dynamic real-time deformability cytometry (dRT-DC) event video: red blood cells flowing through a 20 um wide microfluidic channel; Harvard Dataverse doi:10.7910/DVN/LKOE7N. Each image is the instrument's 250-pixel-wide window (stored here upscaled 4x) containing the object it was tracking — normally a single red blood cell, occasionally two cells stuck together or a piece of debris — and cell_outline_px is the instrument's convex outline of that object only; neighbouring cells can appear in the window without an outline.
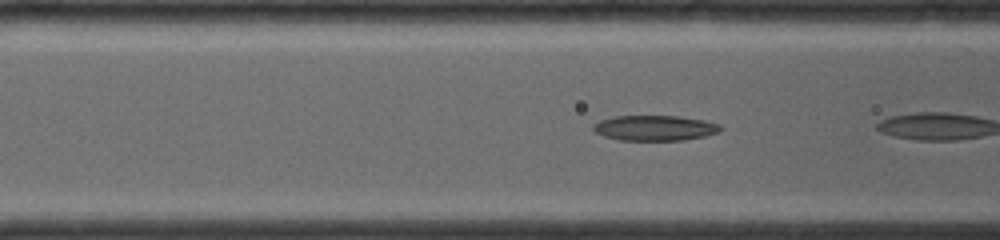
{"species": "common noctule bat (a hibernating species)", "species_latin": "Nyctalus noctula", "temperature_condition": "room temperature", "stored_images_in_passage": 14, "camera_frame_rate_fps": 4000, "um_per_image_px": 0.085, "animal": {"sex": "female", "body_mass_g": 19.0, "forearm_length_mm": 56.7}, "frame": {"image": 1, "passage_image": 5, "time_ms": 1.0, "image_size_px": [1000, 240], "cell_outline_px": [[724, 128], [720, 132], [704, 136], [684, 140], [620, 140], [604, 136], [596, 132], [592, 128], [592, 124], [600, 120], [616, 116], [680, 116], [704, 120], [720, 124]], "centroid_in_image_um": [55.69, 10.87], "position_along_channel_um": 110.9, "area_um2": 18.84}}